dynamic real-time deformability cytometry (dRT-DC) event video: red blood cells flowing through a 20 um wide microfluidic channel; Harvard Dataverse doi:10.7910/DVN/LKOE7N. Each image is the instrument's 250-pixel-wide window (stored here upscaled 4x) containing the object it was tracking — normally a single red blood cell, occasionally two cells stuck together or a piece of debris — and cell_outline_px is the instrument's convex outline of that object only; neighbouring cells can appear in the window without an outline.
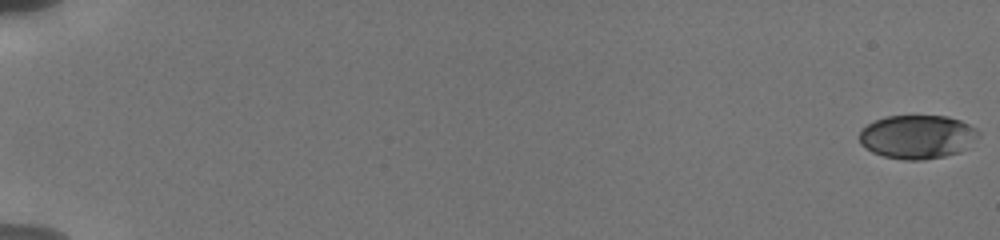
{"species": "human", "species_latin": "Homo sapiens", "temperature_condition": "cold", "stored_images_in_passage": 41, "camera_frame_rate_fps": 3000, "um_per_image_px": 0.085, "donor": {"sex": "male"}, "frame": {"image": 1, "passage_image": 1, "time_ms": 0.0, "image_size_px": [1000, 240], "cell_outline_px": [[980, 136], [968, 148], [960, 152], [944, 156], [924, 160], [904, 160], [884, 156], [872, 152], [860, 144], [860, 132], [868, 124], [876, 120], [888, 116], [948, 116], [960, 120], [976, 128]], "centroid_in_image_um": [78.01, 11.64], "position_along_channel_um": 7.0, "area_um2": 30.4}}
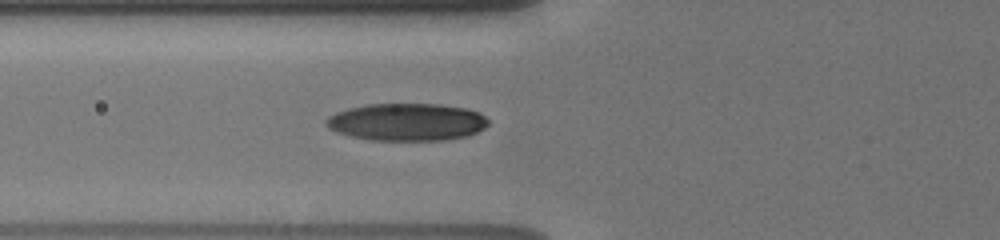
{"frame": {"image": 2, "passage_image": 20, "time_ms": 7.667, "image_size_px": [1000, 240], "cell_outline_px": [[488, 124], [484, 128], [468, 136], [444, 140], [368, 140], [336, 132], [328, 128], [324, 124], [324, 120], [328, 116], [336, 112], [348, 108], [368, 104], [440, 104], [468, 108], [480, 112], [488, 120]], "centroid_in_image_um": [34.57, 10.37], "position_along_channel_um": 91.2, "area_um2": 35.66}}
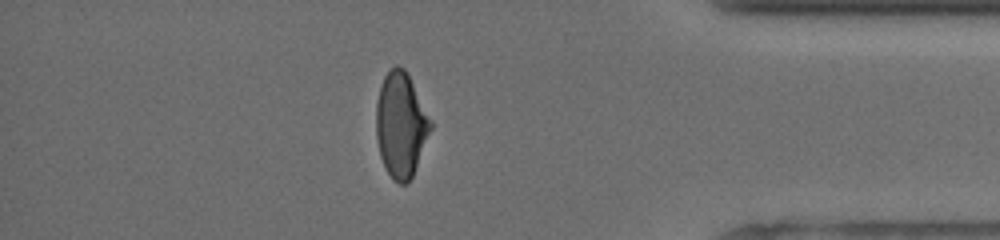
{"frame": {"image": 3, "passage_image": 36, "time_ms": 16.333, "image_size_px": [1000, 240], "cell_outline_px": [[432, 128], [412, 176], [408, 184], [400, 184], [392, 180], [380, 156], [376, 136], [376, 104], [380, 84], [384, 76], [396, 64], [404, 68], [432, 120]], "centroid_in_image_um": [34.07, 10.62], "position_along_channel_um": 401.1, "area_um2": 33.18}, "authors_computed_cell_mechanics": {"area_um2": 33.0616, "velocity_mm_per_s": 3.84, "shape_relaxation_time_tau1_ms": 3.8265, "shape_relaxation_time_tau2_ms": 2.1786, "deformation_change_tau1": 0.1561, "deformation_change_tau2": 0.0701}}